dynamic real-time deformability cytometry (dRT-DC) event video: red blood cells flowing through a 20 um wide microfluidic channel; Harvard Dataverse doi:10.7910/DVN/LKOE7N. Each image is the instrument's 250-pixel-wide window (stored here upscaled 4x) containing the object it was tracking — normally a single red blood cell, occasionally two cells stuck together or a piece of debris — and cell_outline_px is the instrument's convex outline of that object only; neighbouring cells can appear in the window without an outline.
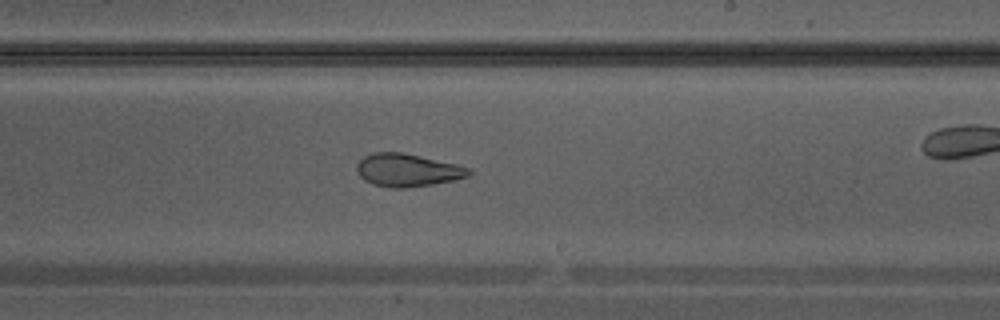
{"species": "Egyptian fruit bat (a non-hibernating species)", "species_latin": "Rousettus aegyptiacus", "temperature_condition": "warm", "stored_images_in_passage": 37, "camera_frame_rate_fps": 3000, "um_per_image_px": 0.085, "animal": {"sex": "male"}, "frame": {"image": 1, "passage_image": 22, "time_ms": 7.0, "image_size_px": [1000, 320], "cell_outline_px": [[472, 172], [468, 176], [452, 180], [432, 184], [404, 188], [392, 188], [372, 184], [364, 180], [360, 176], [356, 168], [356, 164], [364, 156], [376, 152], [400, 152], [420, 156], [456, 164], [468, 168]], "centroid_in_image_um": [34.6, 14.46], "position_along_channel_um": 254.4, "area_um2": 21.21}}